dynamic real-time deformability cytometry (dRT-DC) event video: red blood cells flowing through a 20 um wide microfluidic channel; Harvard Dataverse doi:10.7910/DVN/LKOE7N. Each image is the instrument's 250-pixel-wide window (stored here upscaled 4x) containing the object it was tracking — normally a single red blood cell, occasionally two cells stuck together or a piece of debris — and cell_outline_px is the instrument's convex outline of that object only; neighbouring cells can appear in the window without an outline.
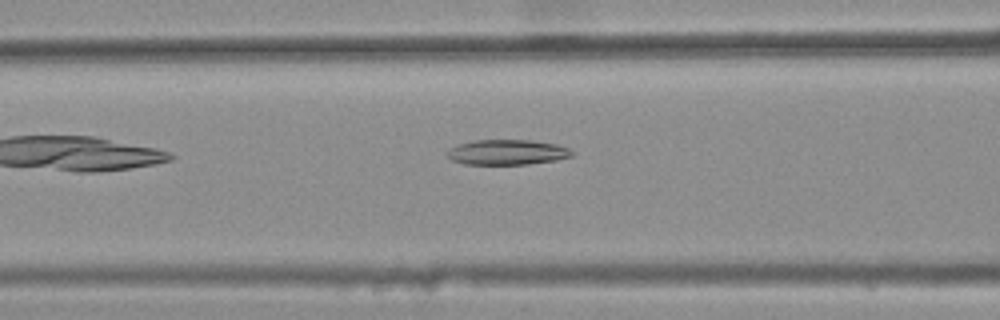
{"species": "common noctule bat (a hibernating species)", "species_latin": "Nyctalus noctula", "temperature_condition": "warm", "stored_images_in_passage": 31, "camera_frame_rate_fps": 3000, "um_per_image_px": 0.085, "animal": {"sex": "female", "body_mass_g": 25.1}, "frame": {"image": 1, "passage_image": 8, "time_ms": 2.333, "image_size_px": [1000, 320], "cell_outline_px": [[572, 156], [556, 160], [528, 164], [464, 164], [452, 160], [448, 156], [448, 148], [472, 140], [532, 140], [556, 144], [568, 148], [572, 152]], "centroid_in_image_um": [43.1, 12.93], "position_along_channel_um": 123.5, "area_um2": 18.21}}
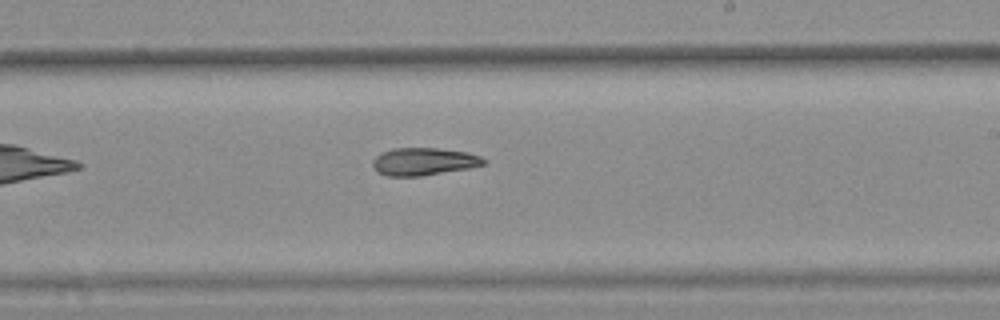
{"frame": {"image": 2, "passage_image": 18, "time_ms": 5.667, "image_size_px": [1000, 320], "cell_outline_px": [[484, 164], [468, 168], [420, 176], [384, 176], [376, 172], [372, 164], [372, 160], [380, 152], [392, 148], [436, 148], [468, 152], [480, 156], [484, 160]], "centroid_in_image_um": [35.94, 13.73], "position_along_channel_um": 253.1, "area_um2": 17.86}}
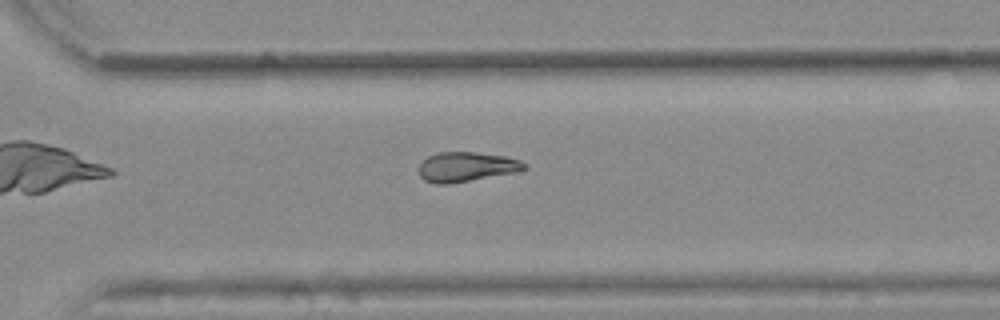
{"frame": {"image": 3, "passage_image": 24, "time_ms": 7.667, "image_size_px": [1000, 320], "cell_outline_px": [[528, 168], [516, 172], [448, 184], [436, 184], [424, 180], [420, 176], [420, 164], [428, 156], [440, 152], [476, 152], [504, 156], [520, 160]], "centroid_in_image_um": [39.64, 14.18], "position_along_channel_um": 331.0, "area_um2": 18.03}}